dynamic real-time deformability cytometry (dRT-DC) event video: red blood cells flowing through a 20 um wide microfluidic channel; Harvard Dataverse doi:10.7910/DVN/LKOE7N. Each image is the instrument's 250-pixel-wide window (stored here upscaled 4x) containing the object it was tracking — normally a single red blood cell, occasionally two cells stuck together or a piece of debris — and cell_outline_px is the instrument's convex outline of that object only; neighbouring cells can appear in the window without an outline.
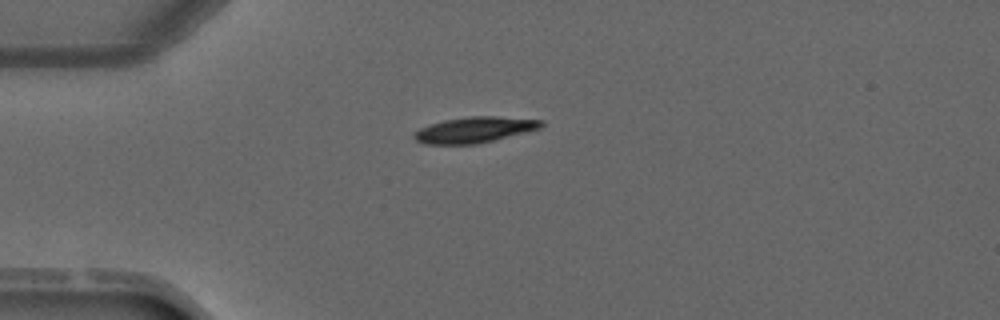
{"species": "common noctule bat (a hibernating species)", "species_latin": "Nyctalus noctula", "temperature_condition": "warm", "stored_images_in_passage": 1, "camera_frame_rate_fps": 3000, "um_per_image_px": 0.085, "animal": {"sex": "male", "forearm_length_mm": 52.5}, "frame": {"image": 1, "passage_image": 1, "time_ms": 0.0, "image_size_px": [1000, 320], "cell_outline_px": [[544, 124], [540, 128], [528, 132], [476, 144], [424, 144], [416, 140], [412, 136], [420, 128], [444, 120], [468, 116], [496, 116], [544, 120]], "centroid_in_image_um": [40.37, 11.03], "position_along_channel_um": 44.6, "area_um2": 19.07}}